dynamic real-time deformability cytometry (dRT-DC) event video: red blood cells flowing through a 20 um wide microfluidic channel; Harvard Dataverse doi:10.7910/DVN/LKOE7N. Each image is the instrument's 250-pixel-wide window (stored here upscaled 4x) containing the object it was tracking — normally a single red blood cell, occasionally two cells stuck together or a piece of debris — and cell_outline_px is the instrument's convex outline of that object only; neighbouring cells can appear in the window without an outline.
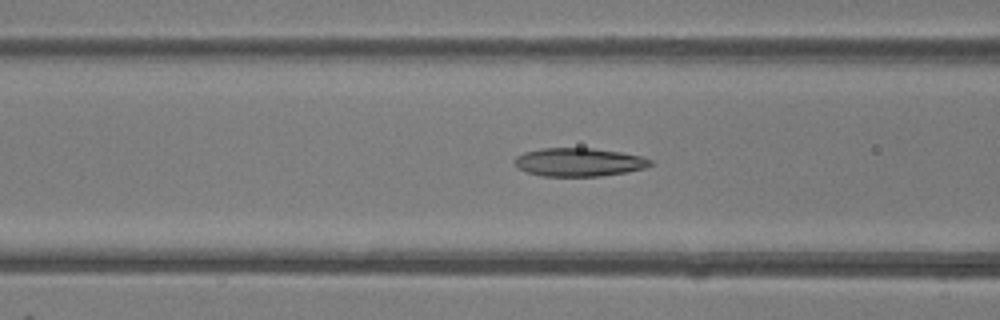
{"species": "common noctule bat (a hibernating species)", "species_latin": "Nyctalus noctula", "temperature_condition": "room temperature", "stored_images_in_passage": 39, "camera_frame_rate_fps": 3000, "um_per_image_px": 0.085, "animal": {"sex": "female"}, "frame": {"image": 1, "passage_image": 19, "time_ms": 6.0, "image_size_px": [1000, 320], "cell_outline_px": [[652, 164], [644, 168], [628, 172], [600, 176], [544, 176], [528, 172], [516, 168], [512, 164], [512, 160], [516, 156], [524, 152], [540, 148], [592, 148], [620, 152], [640, 156], [652, 160]], "centroid_in_image_um": [49.15, 13.78], "position_along_channel_um": 117.5, "area_um2": 22.6}}
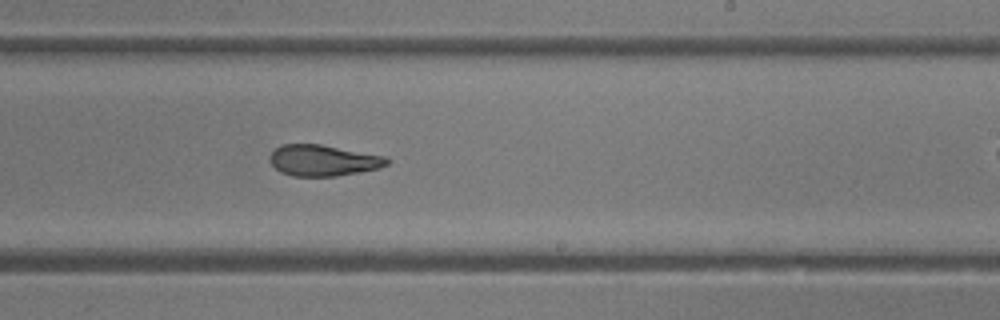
{"frame": {"image": 2, "passage_image": 29, "time_ms": 9.333, "image_size_px": [1000, 320], "cell_outline_px": [[392, 160], [388, 164], [380, 168], [360, 172], [336, 176], [292, 176], [280, 172], [268, 160], [268, 156], [280, 144], [320, 144], [388, 156]], "centroid_in_image_um": [27.5, 13.63], "position_along_channel_um": 261.5, "area_um2": 21.56}}
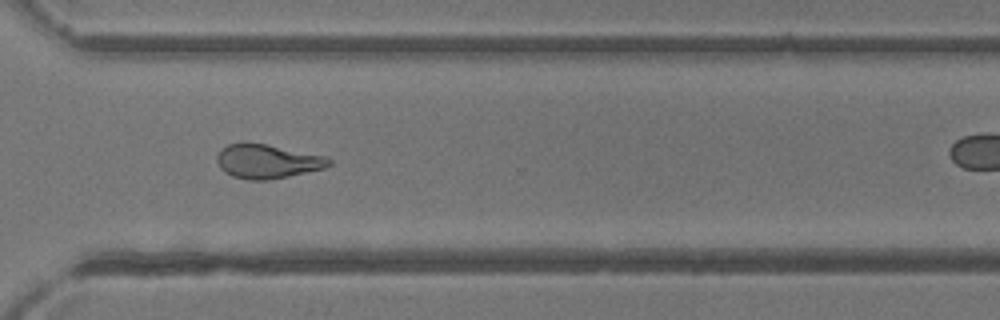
{"frame": {"image": 3, "passage_image": 35, "time_ms": 11.333, "image_size_px": [1000, 320], "cell_outline_px": [[332, 164], [324, 168], [288, 176], [268, 180], [248, 180], [232, 176], [224, 172], [220, 168], [216, 160], [216, 156], [220, 148], [228, 144], [244, 140], [324, 156], [332, 160]], "centroid_in_image_um": [22.64, 13.7], "position_along_channel_um": 348.0, "area_um2": 22.43}}